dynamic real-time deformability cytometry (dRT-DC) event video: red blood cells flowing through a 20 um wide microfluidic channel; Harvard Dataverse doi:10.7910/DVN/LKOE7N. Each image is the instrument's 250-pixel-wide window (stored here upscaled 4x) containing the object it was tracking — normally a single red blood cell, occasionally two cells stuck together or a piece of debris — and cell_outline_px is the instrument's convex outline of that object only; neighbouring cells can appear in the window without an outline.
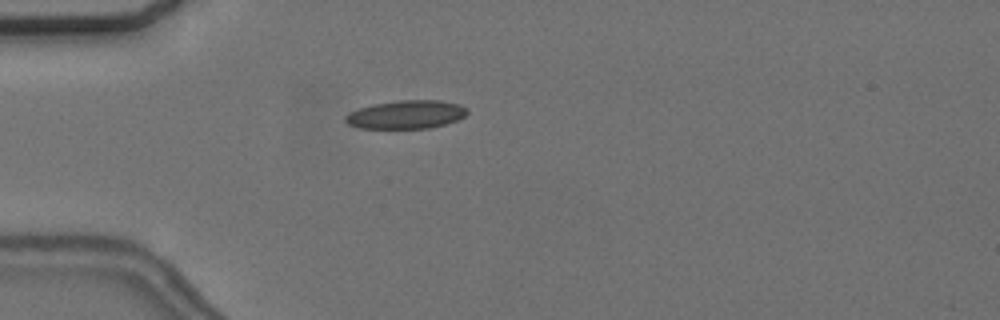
{"species": "common noctule bat (a hibernating species)", "species_latin": "Nyctalus noctula", "temperature_condition": "cold", "stored_images_in_passage": 9, "camera_frame_rate_fps": 3000, "um_per_image_px": 0.085, "animal": {"sex": "female", "body_mass_g": 24.6, "forearm_length_mm": 56.2}, "frame": {"image": 1, "passage_image": 3, "time_ms": 0.667, "image_size_px": [1000, 320], "cell_outline_px": [[468, 112], [464, 116], [456, 120], [444, 124], [428, 128], [360, 128], [348, 124], [344, 120], [344, 116], [360, 108], [372, 104], [400, 100], [440, 100], [460, 104], [468, 108]], "centroid_in_image_um": [34.54, 9.73], "position_along_channel_um": 50.5, "area_um2": 20.06}}
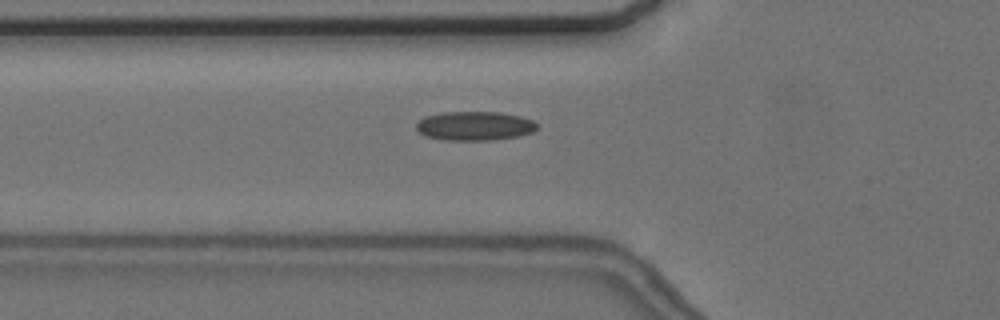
{"frame": {"image": 2, "passage_image": 7, "time_ms": 2.0, "image_size_px": [1000, 320], "cell_outline_px": [[536, 128], [532, 132], [516, 136], [492, 140], [444, 140], [424, 136], [416, 128], [416, 124], [424, 116], [444, 112], [500, 112], [520, 116], [532, 120], [536, 124]], "centroid_in_image_um": [40.3, 10.7], "position_along_channel_um": 85.5, "area_um2": 20.35}}